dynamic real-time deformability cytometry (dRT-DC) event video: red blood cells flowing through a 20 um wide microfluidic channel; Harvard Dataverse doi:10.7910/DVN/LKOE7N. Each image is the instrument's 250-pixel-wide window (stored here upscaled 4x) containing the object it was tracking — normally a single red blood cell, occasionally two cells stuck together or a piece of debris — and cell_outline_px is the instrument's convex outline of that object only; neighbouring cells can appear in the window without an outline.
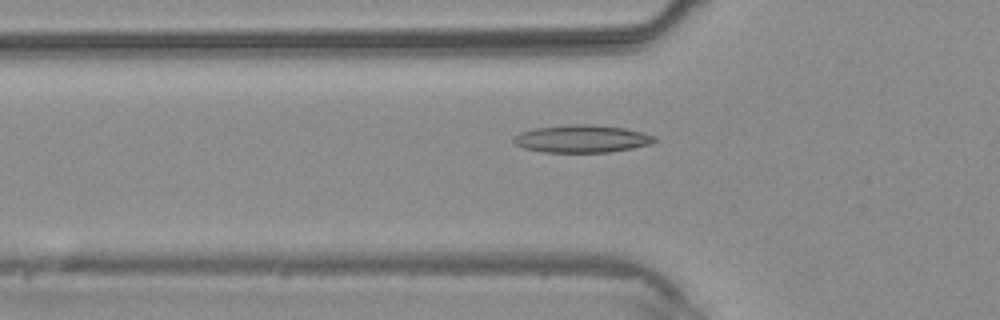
{"species": "common noctule bat (a hibernating species)", "species_latin": "Nyctalus noctula", "temperature_condition": "warm", "stored_images_in_passage": 5, "camera_frame_rate_fps": 3000, "um_per_image_px": 0.085, "animal": {"sex": "male", "body_mass_g": 20.4}, "frame": {"image": 1, "passage_image": 5, "time_ms": 5.0, "image_size_px": [1000, 320], "cell_outline_px": [[656, 140], [652, 144], [632, 148], [608, 152], [544, 152], [524, 148], [516, 144], [512, 140], [520, 132], [536, 128], [568, 124], [588, 124], [624, 128], [656, 136]], "centroid_in_image_um": [49.47, 11.79], "position_along_channel_um": 76.3, "area_um2": 22.48}}